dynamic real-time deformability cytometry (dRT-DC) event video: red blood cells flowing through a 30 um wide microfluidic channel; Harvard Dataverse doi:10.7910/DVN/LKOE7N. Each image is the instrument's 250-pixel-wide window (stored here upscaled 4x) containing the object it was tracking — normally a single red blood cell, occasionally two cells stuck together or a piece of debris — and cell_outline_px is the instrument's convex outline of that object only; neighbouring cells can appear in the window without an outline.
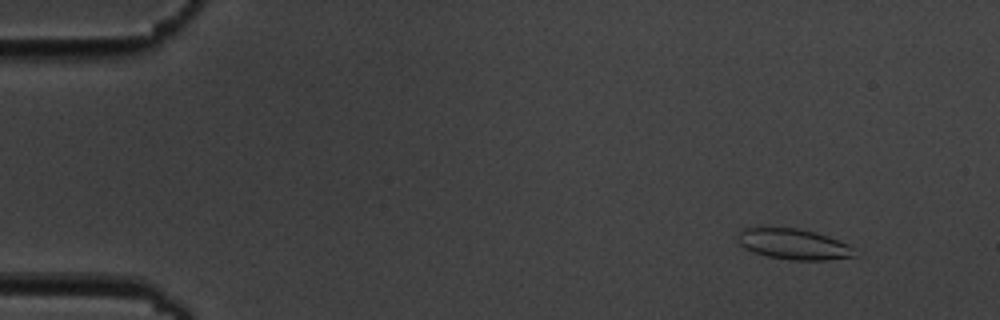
{"species": "common noctule bat (a hibernating species)", "species_latin": "Nyctalus noctula", "temperature_condition": "cold", "stored_images_in_passage": 5, "camera_frame_rate_fps": 3000, "um_per_image_px": 0.085, "animal": {"sex": "male", "body_mass_g": 19.5, "forearm_length_mm": 54.6}, "frame": {"image": 1, "passage_image": 2, "time_ms": 1.0, "image_size_px": [1000, 320], "cell_outline_px": [[860, 256], [824, 260], [788, 260], [768, 256], [752, 252], [744, 248], [736, 240], [736, 236], [744, 228], [796, 228], [816, 232], [828, 236], [848, 244]], "centroid_in_image_um": [67.46, 20.76], "position_along_channel_um": 17.5, "area_um2": 20.98}}